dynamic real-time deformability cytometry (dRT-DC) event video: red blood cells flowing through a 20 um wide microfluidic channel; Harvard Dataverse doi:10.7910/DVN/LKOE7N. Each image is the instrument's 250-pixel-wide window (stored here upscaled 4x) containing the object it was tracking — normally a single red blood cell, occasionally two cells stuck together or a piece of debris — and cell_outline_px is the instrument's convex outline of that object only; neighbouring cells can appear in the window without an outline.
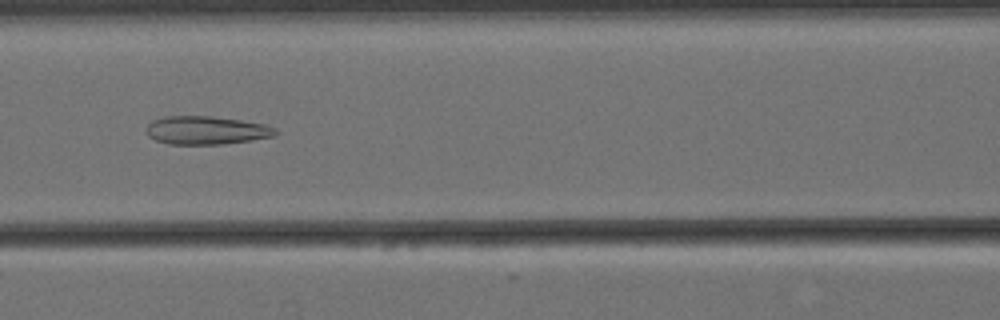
{"species": "Egyptian fruit bat (a non-hibernating species)", "species_latin": "Rousettus aegyptiacus", "temperature_condition": "cold", "stored_images_in_passage": 46, "camera_frame_rate_fps": 3000, "um_per_image_px": 0.085, "animal": {"sex": "female"}, "frame": {"image": 1, "passage_image": 16, "time_ms": 5.0, "image_size_px": [1000, 320], "cell_outline_px": [[280, 132], [276, 136], [252, 140], [220, 144], [168, 144], [156, 140], [148, 136], [148, 124], [152, 120], [164, 116], [212, 116], [240, 120], [264, 124], [276, 128]], "centroid_in_image_um": [17.57, 11.07], "position_along_channel_um": 149.0, "area_um2": 21.33}}
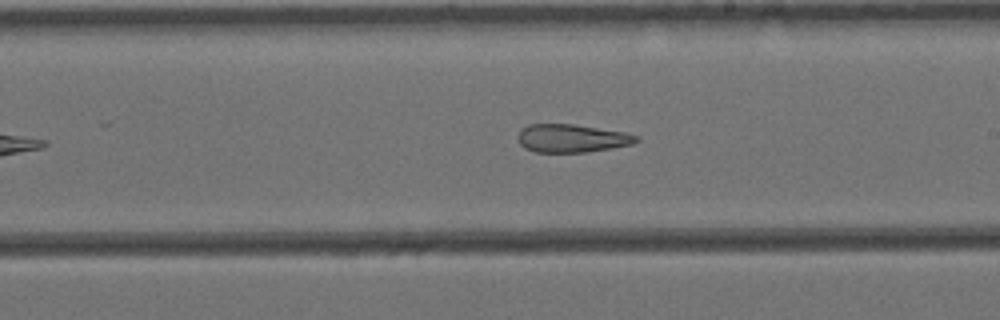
{"frame": {"image": 2, "passage_image": 24, "time_ms": 7.667, "image_size_px": [1000, 320], "cell_outline_px": [[640, 140], [632, 144], [612, 148], [588, 152], [536, 152], [524, 148], [520, 144], [516, 136], [520, 128], [528, 124], [572, 124], [624, 132], [640, 136]], "centroid_in_image_um": [48.57, 11.75], "position_along_channel_um": 240.4, "area_um2": 19.59}}
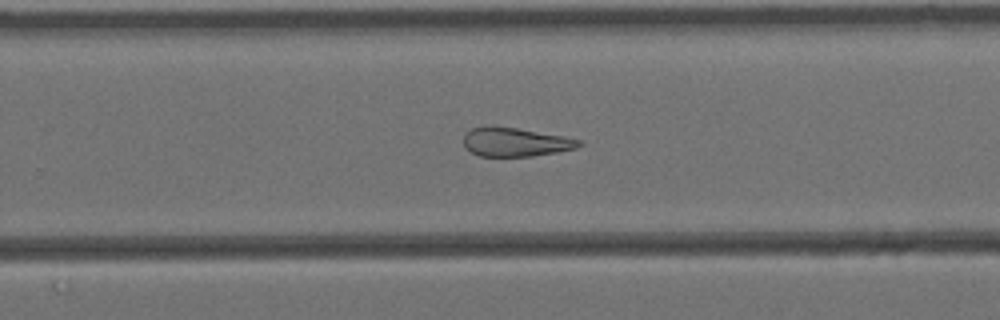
{"frame": {"image": 3, "passage_image": 28, "time_ms": 9.0, "image_size_px": [1000, 320], "cell_outline_px": [[584, 144], [576, 148], [556, 152], [532, 156], [480, 156], [464, 148], [464, 136], [472, 128], [516, 128], [564, 136], [584, 140]], "centroid_in_image_um": [43.88, 12.1], "position_along_channel_um": 285.9, "area_um2": 18.96}, "authors_computed_cell_mechanics": {"area_um2": 22.5709, "velocity_mm_per_s": 3.4465, "shape_relaxation_time_tau1_ms": null, "shape_relaxation_time_tau2_ms": 6.3335, "deformation_change_tau1": null, "deformation_change_tau2": 0.1662}}